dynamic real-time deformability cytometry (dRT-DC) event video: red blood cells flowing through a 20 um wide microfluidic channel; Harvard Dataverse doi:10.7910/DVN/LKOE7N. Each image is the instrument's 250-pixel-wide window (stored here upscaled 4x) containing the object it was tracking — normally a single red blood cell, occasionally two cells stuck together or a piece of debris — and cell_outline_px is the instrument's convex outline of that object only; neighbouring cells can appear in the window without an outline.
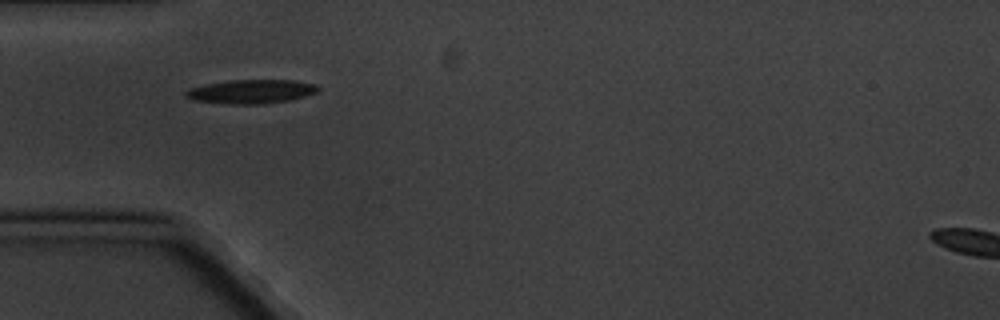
{"species": "common noctule bat (a hibernating species)", "species_latin": "Nyctalus noctula", "temperature_condition": "cold", "stored_images_in_passage": 3, "camera_frame_rate_fps": 3000, "um_per_image_px": 0.085, "animal": {"sex": "male", "body_mass_g": 20.1, "forearm_length_mm": 53.5}, "frame": {"image": 1, "passage_image": 1, "time_ms": 0.0, "image_size_px": [1000, 320], "cell_outline_px": [[320, 92], [292, 100], [264, 104], [232, 104], [196, 100], [184, 96], [184, 92], [192, 88], [204, 84], [232, 80], [292, 80], [316, 84], [320, 88]], "centroid_in_image_um": [21.43, 7.78], "position_along_channel_um": 63.6, "area_um2": 18.5}}